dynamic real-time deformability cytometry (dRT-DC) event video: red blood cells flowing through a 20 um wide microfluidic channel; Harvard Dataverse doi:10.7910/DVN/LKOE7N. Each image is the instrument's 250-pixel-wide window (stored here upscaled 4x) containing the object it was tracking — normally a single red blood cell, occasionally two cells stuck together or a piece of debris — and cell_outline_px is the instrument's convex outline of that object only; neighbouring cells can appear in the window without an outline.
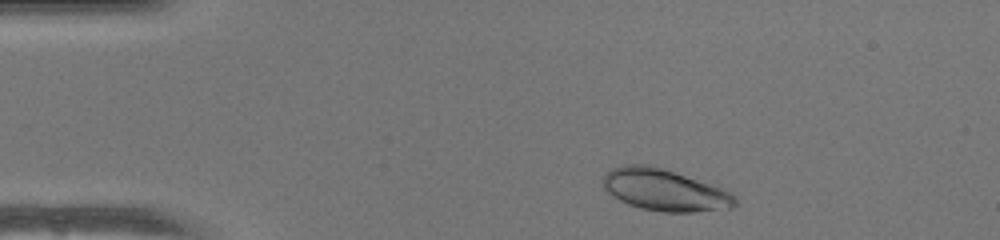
{"species": "human", "species_latin": "Homo sapiens", "temperature_condition": "warm", "stored_images_in_passage": 45, "camera_frame_rate_fps": 3000, "um_per_image_px": 0.085, "donor": {"sex": "female"}, "frame": {"image": 1, "passage_image": 3, "time_ms": 0.667, "image_size_px": [1000, 240], "cell_outline_px": [[736, 204], [732, 208], [692, 212], [660, 212], [640, 208], [628, 204], [620, 200], [608, 192], [604, 188], [600, 180], [612, 168], [628, 164], [648, 164], [720, 188], [736, 196]], "centroid_in_image_um": [56.44, 16.17], "position_along_channel_um": 28.6, "area_um2": 31.62}}
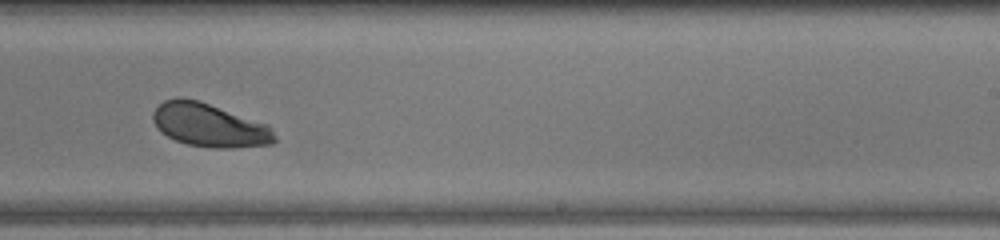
{"frame": {"image": 2, "passage_image": 26, "time_ms": 8.333, "image_size_px": [1000, 240], "cell_outline_px": [[276, 140], [272, 144], [232, 148], [212, 148], [188, 144], [176, 140], [160, 132], [156, 128], [152, 120], [152, 112], [164, 100], [180, 96], [200, 100], [268, 124], [272, 128], [276, 136]], "centroid_in_image_um": [17.79, 10.62], "position_along_channel_um": 271.2, "area_um2": 31.21}}
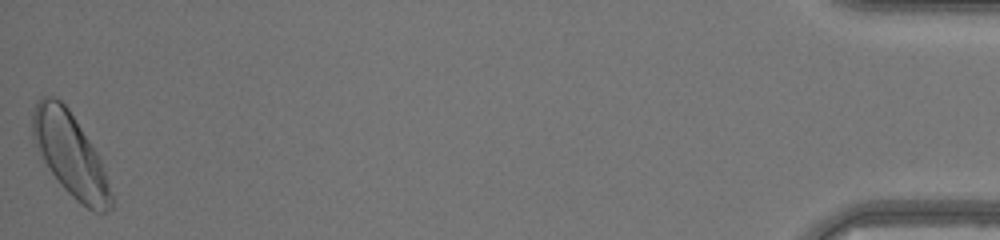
{"frame": {"image": 3, "passage_image": 45, "time_ms": 14.667, "image_size_px": [1000, 240], "cell_outline_px": [[112, 208], [100, 216], [92, 212], [76, 200], [60, 184], [32, 144], [32, 112], [40, 96], [52, 96], [60, 100], [68, 108], [96, 152], [100, 160], [112, 192]], "centroid_in_image_um": [5.96, 13.17], "position_along_channel_um": 429.2, "area_um2": 37.86}, "authors_computed_cell_mechanics": {"area_um2": 31.212, "velocity_mm_per_s": 4.0463, "shape_relaxation_time_tau1_ms": 3.5884, "shape_relaxation_time_tau2_ms": null, "deformation_change_tau1": 0.1731, "deformation_change_tau2": null}}